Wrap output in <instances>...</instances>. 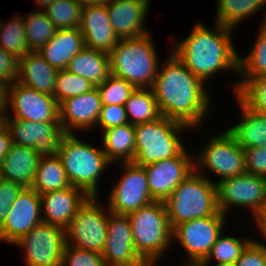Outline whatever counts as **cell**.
<instances>
[{
	"mask_svg": "<svg viewBox=\"0 0 266 266\" xmlns=\"http://www.w3.org/2000/svg\"><path fill=\"white\" fill-rule=\"evenodd\" d=\"M160 64L151 87L161 116L180 122L198 132L212 107L204 83L171 51Z\"/></svg>",
	"mask_w": 266,
	"mask_h": 266,
	"instance_id": "cell-1",
	"label": "cell"
},
{
	"mask_svg": "<svg viewBox=\"0 0 266 266\" xmlns=\"http://www.w3.org/2000/svg\"><path fill=\"white\" fill-rule=\"evenodd\" d=\"M198 21L187 37L170 40L173 41L171 52L206 84L210 78L214 79V75L224 71L238 77L239 52L232 38L235 30L215 22L210 29Z\"/></svg>",
	"mask_w": 266,
	"mask_h": 266,
	"instance_id": "cell-2",
	"label": "cell"
},
{
	"mask_svg": "<svg viewBox=\"0 0 266 266\" xmlns=\"http://www.w3.org/2000/svg\"><path fill=\"white\" fill-rule=\"evenodd\" d=\"M58 157L71 186L80 188L89 197H99V183L106 169L113 163L106 157L102 147L83 141L74 133H65L61 138ZM111 165V166H110Z\"/></svg>",
	"mask_w": 266,
	"mask_h": 266,
	"instance_id": "cell-3",
	"label": "cell"
},
{
	"mask_svg": "<svg viewBox=\"0 0 266 266\" xmlns=\"http://www.w3.org/2000/svg\"><path fill=\"white\" fill-rule=\"evenodd\" d=\"M151 33L119 39L109 53L111 74L135 88H151L158 74L160 60Z\"/></svg>",
	"mask_w": 266,
	"mask_h": 266,
	"instance_id": "cell-4",
	"label": "cell"
},
{
	"mask_svg": "<svg viewBox=\"0 0 266 266\" xmlns=\"http://www.w3.org/2000/svg\"><path fill=\"white\" fill-rule=\"evenodd\" d=\"M127 216L135 251L148 266H159L173 246L172 229L164 202L153 201Z\"/></svg>",
	"mask_w": 266,
	"mask_h": 266,
	"instance_id": "cell-5",
	"label": "cell"
},
{
	"mask_svg": "<svg viewBox=\"0 0 266 266\" xmlns=\"http://www.w3.org/2000/svg\"><path fill=\"white\" fill-rule=\"evenodd\" d=\"M171 229L192 219L209 217L219 210L217 186L196 170L164 201Z\"/></svg>",
	"mask_w": 266,
	"mask_h": 266,
	"instance_id": "cell-6",
	"label": "cell"
},
{
	"mask_svg": "<svg viewBox=\"0 0 266 266\" xmlns=\"http://www.w3.org/2000/svg\"><path fill=\"white\" fill-rule=\"evenodd\" d=\"M134 129L135 158L132 162L142 167L179 155L186 148L181 141L182 134L192 130L164 116L152 122L136 124Z\"/></svg>",
	"mask_w": 266,
	"mask_h": 266,
	"instance_id": "cell-7",
	"label": "cell"
},
{
	"mask_svg": "<svg viewBox=\"0 0 266 266\" xmlns=\"http://www.w3.org/2000/svg\"><path fill=\"white\" fill-rule=\"evenodd\" d=\"M222 130L221 133L210 136L205 146L196 150L197 155H194L195 170L215 184L246 173L244 149L226 129ZM204 171L214 175L213 178L216 175V180Z\"/></svg>",
	"mask_w": 266,
	"mask_h": 266,
	"instance_id": "cell-8",
	"label": "cell"
},
{
	"mask_svg": "<svg viewBox=\"0 0 266 266\" xmlns=\"http://www.w3.org/2000/svg\"><path fill=\"white\" fill-rule=\"evenodd\" d=\"M228 217L219 211L209 217L183 222L172 229V244L177 242L183 253L186 252L183 264L195 265L209 255L218 237L227 229Z\"/></svg>",
	"mask_w": 266,
	"mask_h": 266,
	"instance_id": "cell-9",
	"label": "cell"
},
{
	"mask_svg": "<svg viewBox=\"0 0 266 266\" xmlns=\"http://www.w3.org/2000/svg\"><path fill=\"white\" fill-rule=\"evenodd\" d=\"M101 202L100 197H89L78 209L65 229L66 244L103 253L107 238L108 207Z\"/></svg>",
	"mask_w": 266,
	"mask_h": 266,
	"instance_id": "cell-10",
	"label": "cell"
},
{
	"mask_svg": "<svg viewBox=\"0 0 266 266\" xmlns=\"http://www.w3.org/2000/svg\"><path fill=\"white\" fill-rule=\"evenodd\" d=\"M121 165V176L110 187L107 207L110 212L128 215L155 201L150 194L145 168L133 162L115 163ZM120 178V179H119Z\"/></svg>",
	"mask_w": 266,
	"mask_h": 266,
	"instance_id": "cell-11",
	"label": "cell"
},
{
	"mask_svg": "<svg viewBox=\"0 0 266 266\" xmlns=\"http://www.w3.org/2000/svg\"><path fill=\"white\" fill-rule=\"evenodd\" d=\"M216 186L219 210L227 216L232 208H242L255 218L266 202L265 177L244 173L221 180Z\"/></svg>",
	"mask_w": 266,
	"mask_h": 266,
	"instance_id": "cell-12",
	"label": "cell"
},
{
	"mask_svg": "<svg viewBox=\"0 0 266 266\" xmlns=\"http://www.w3.org/2000/svg\"><path fill=\"white\" fill-rule=\"evenodd\" d=\"M13 245L23 250L26 266H61L65 229L42 221Z\"/></svg>",
	"mask_w": 266,
	"mask_h": 266,
	"instance_id": "cell-13",
	"label": "cell"
},
{
	"mask_svg": "<svg viewBox=\"0 0 266 266\" xmlns=\"http://www.w3.org/2000/svg\"><path fill=\"white\" fill-rule=\"evenodd\" d=\"M4 118L31 122H60L59 103L52 95L14 81L6 88V114Z\"/></svg>",
	"mask_w": 266,
	"mask_h": 266,
	"instance_id": "cell-14",
	"label": "cell"
},
{
	"mask_svg": "<svg viewBox=\"0 0 266 266\" xmlns=\"http://www.w3.org/2000/svg\"><path fill=\"white\" fill-rule=\"evenodd\" d=\"M13 144L33 148L41 156L57 155L65 134L60 122H31L4 118Z\"/></svg>",
	"mask_w": 266,
	"mask_h": 266,
	"instance_id": "cell-15",
	"label": "cell"
},
{
	"mask_svg": "<svg viewBox=\"0 0 266 266\" xmlns=\"http://www.w3.org/2000/svg\"><path fill=\"white\" fill-rule=\"evenodd\" d=\"M194 154L185 148L175 157L145 166L148 187L155 201H165L179 184L195 170Z\"/></svg>",
	"mask_w": 266,
	"mask_h": 266,
	"instance_id": "cell-16",
	"label": "cell"
},
{
	"mask_svg": "<svg viewBox=\"0 0 266 266\" xmlns=\"http://www.w3.org/2000/svg\"><path fill=\"white\" fill-rule=\"evenodd\" d=\"M102 257L106 266H148L134 249L127 215L115 214L108 209L107 238Z\"/></svg>",
	"mask_w": 266,
	"mask_h": 266,
	"instance_id": "cell-17",
	"label": "cell"
},
{
	"mask_svg": "<svg viewBox=\"0 0 266 266\" xmlns=\"http://www.w3.org/2000/svg\"><path fill=\"white\" fill-rule=\"evenodd\" d=\"M42 221L40 195L31 187L23 188L0 226V242L13 244Z\"/></svg>",
	"mask_w": 266,
	"mask_h": 266,
	"instance_id": "cell-18",
	"label": "cell"
},
{
	"mask_svg": "<svg viewBox=\"0 0 266 266\" xmlns=\"http://www.w3.org/2000/svg\"><path fill=\"white\" fill-rule=\"evenodd\" d=\"M102 108L97 87L59 103V121L64 133L93 131ZM91 129V130H90Z\"/></svg>",
	"mask_w": 266,
	"mask_h": 266,
	"instance_id": "cell-19",
	"label": "cell"
},
{
	"mask_svg": "<svg viewBox=\"0 0 266 266\" xmlns=\"http://www.w3.org/2000/svg\"><path fill=\"white\" fill-rule=\"evenodd\" d=\"M150 3V0H110L105 4L112 29L120 39L150 33L145 26Z\"/></svg>",
	"mask_w": 266,
	"mask_h": 266,
	"instance_id": "cell-20",
	"label": "cell"
},
{
	"mask_svg": "<svg viewBox=\"0 0 266 266\" xmlns=\"http://www.w3.org/2000/svg\"><path fill=\"white\" fill-rule=\"evenodd\" d=\"M88 198L83 190L74 186L40 195L43 222L66 229Z\"/></svg>",
	"mask_w": 266,
	"mask_h": 266,
	"instance_id": "cell-21",
	"label": "cell"
},
{
	"mask_svg": "<svg viewBox=\"0 0 266 266\" xmlns=\"http://www.w3.org/2000/svg\"><path fill=\"white\" fill-rule=\"evenodd\" d=\"M80 31L86 47L110 53L119 37L112 29L105 4L82 8Z\"/></svg>",
	"mask_w": 266,
	"mask_h": 266,
	"instance_id": "cell-22",
	"label": "cell"
},
{
	"mask_svg": "<svg viewBox=\"0 0 266 266\" xmlns=\"http://www.w3.org/2000/svg\"><path fill=\"white\" fill-rule=\"evenodd\" d=\"M41 157L33 148L12 143L0 162V178L31 187Z\"/></svg>",
	"mask_w": 266,
	"mask_h": 266,
	"instance_id": "cell-23",
	"label": "cell"
},
{
	"mask_svg": "<svg viewBox=\"0 0 266 266\" xmlns=\"http://www.w3.org/2000/svg\"><path fill=\"white\" fill-rule=\"evenodd\" d=\"M84 47L80 28L59 29L38 53L55 69L64 70L67 69L69 61Z\"/></svg>",
	"mask_w": 266,
	"mask_h": 266,
	"instance_id": "cell-24",
	"label": "cell"
},
{
	"mask_svg": "<svg viewBox=\"0 0 266 266\" xmlns=\"http://www.w3.org/2000/svg\"><path fill=\"white\" fill-rule=\"evenodd\" d=\"M58 72L59 70L49 65L38 52H28L19 59L17 81L26 87L53 96Z\"/></svg>",
	"mask_w": 266,
	"mask_h": 266,
	"instance_id": "cell-25",
	"label": "cell"
},
{
	"mask_svg": "<svg viewBox=\"0 0 266 266\" xmlns=\"http://www.w3.org/2000/svg\"><path fill=\"white\" fill-rule=\"evenodd\" d=\"M234 98L241 110V118L226 130L243 149L266 145V115L251 111L237 97Z\"/></svg>",
	"mask_w": 266,
	"mask_h": 266,
	"instance_id": "cell-26",
	"label": "cell"
},
{
	"mask_svg": "<svg viewBox=\"0 0 266 266\" xmlns=\"http://www.w3.org/2000/svg\"><path fill=\"white\" fill-rule=\"evenodd\" d=\"M67 70L89 80L96 87L111 75L109 53L85 46L69 61Z\"/></svg>",
	"mask_w": 266,
	"mask_h": 266,
	"instance_id": "cell-27",
	"label": "cell"
},
{
	"mask_svg": "<svg viewBox=\"0 0 266 266\" xmlns=\"http://www.w3.org/2000/svg\"><path fill=\"white\" fill-rule=\"evenodd\" d=\"M101 147L113 163L132 162L135 158V129L127 123L102 130Z\"/></svg>",
	"mask_w": 266,
	"mask_h": 266,
	"instance_id": "cell-28",
	"label": "cell"
},
{
	"mask_svg": "<svg viewBox=\"0 0 266 266\" xmlns=\"http://www.w3.org/2000/svg\"><path fill=\"white\" fill-rule=\"evenodd\" d=\"M71 184L58 155L42 156L31 185L39 195L51 191L63 190Z\"/></svg>",
	"mask_w": 266,
	"mask_h": 266,
	"instance_id": "cell-29",
	"label": "cell"
},
{
	"mask_svg": "<svg viewBox=\"0 0 266 266\" xmlns=\"http://www.w3.org/2000/svg\"><path fill=\"white\" fill-rule=\"evenodd\" d=\"M215 23L236 29L251 15L266 8V0H216Z\"/></svg>",
	"mask_w": 266,
	"mask_h": 266,
	"instance_id": "cell-30",
	"label": "cell"
},
{
	"mask_svg": "<svg viewBox=\"0 0 266 266\" xmlns=\"http://www.w3.org/2000/svg\"><path fill=\"white\" fill-rule=\"evenodd\" d=\"M246 55L239 52L238 77H266V15Z\"/></svg>",
	"mask_w": 266,
	"mask_h": 266,
	"instance_id": "cell-31",
	"label": "cell"
},
{
	"mask_svg": "<svg viewBox=\"0 0 266 266\" xmlns=\"http://www.w3.org/2000/svg\"><path fill=\"white\" fill-rule=\"evenodd\" d=\"M124 106L132 125L152 122L161 117L151 88H136Z\"/></svg>",
	"mask_w": 266,
	"mask_h": 266,
	"instance_id": "cell-32",
	"label": "cell"
},
{
	"mask_svg": "<svg viewBox=\"0 0 266 266\" xmlns=\"http://www.w3.org/2000/svg\"><path fill=\"white\" fill-rule=\"evenodd\" d=\"M232 85L235 97L247 108L266 115V77H237Z\"/></svg>",
	"mask_w": 266,
	"mask_h": 266,
	"instance_id": "cell-33",
	"label": "cell"
},
{
	"mask_svg": "<svg viewBox=\"0 0 266 266\" xmlns=\"http://www.w3.org/2000/svg\"><path fill=\"white\" fill-rule=\"evenodd\" d=\"M22 16L28 50L38 52L53 37L57 29L43 10L35 9Z\"/></svg>",
	"mask_w": 266,
	"mask_h": 266,
	"instance_id": "cell-34",
	"label": "cell"
},
{
	"mask_svg": "<svg viewBox=\"0 0 266 266\" xmlns=\"http://www.w3.org/2000/svg\"><path fill=\"white\" fill-rule=\"evenodd\" d=\"M224 235L225 231L218 237L205 260L210 264L233 266L253 237L243 238L239 235L232 236L231 233Z\"/></svg>",
	"mask_w": 266,
	"mask_h": 266,
	"instance_id": "cell-35",
	"label": "cell"
},
{
	"mask_svg": "<svg viewBox=\"0 0 266 266\" xmlns=\"http://www.w3.org/2000/svg\"><path fill=\"white\" fill-rule=\"evenodd\" d=\"M0 47L19 59L29 52L24 18L21 14L14 15L5 24L0 19Z\"/></svg>",
	"mask_w": 266,
	"mask_h": 266,
	"instance_id": "cell-36",
	"label": "cell"
},
{
	"mask_svg": "<svg viewBox=\"0 0 266 266\" xmlns=\"http://www.w3.org/2000/svg\"><path fill=\"white\" fill-rule=\"evenodd\" d=\"M82 8L77 0H55L43 11L59 30L80 28Z\"/></svg>",
	"mask_w": 266,
	"mask_h": 266,
	"instance_id": "cell-37",
	"label": "cell"
},
{
	"mask_svg": "<svg viewBox=\"0 0 266 266\" xmlns=\"http://www.w3.org/2000/svg\"><path fill=\"white\" fill-rule=\"evenodd\" d=\"M93 88L95 86L89 80L64 69L59 70L57 74L53 96L60 103L68 98L89 92Z\"/></svg>",
	"mask_w": 266,
	"mask_h": 266,
	"instance_id": "cell-38",
	"label": "cell"
},
{
	"mask_svg": "<svg viewBox=\"0 0 266 266\" xmlns=\"http://www.w3.org/2000/svg\"><path fill=\"white\" fill-rule=\"evenodd\" d=\"M96 87L100 93L102 105L124 106L136 89L131 83L112 74Z\"/></svg>",
	"mask_w": 266,
	"mask_h": 266,
	"instance_id": "cell-39",
	"label": "cell"
},
{
	"mask_svg": "<svg viewBox=\"0 0 266 266\" xmlns=\"http://www.w3.org/2000/svg\"><path fill=\"white\" fill-rule=\"evenodd\" d=\"M61 266H106L102 254L65 245Z\"/></svg>",
	"mask_w": 266,
	"mask_h": 266,
	"instance_id": "cell-40",
	"label": "cell"
},
{
	"mask_svg": "<svg viewBox=\"0 0 266 266\" xmlns=\"http://www.w3.org/2000/svg\"><path fill=\"white\" fill-rule=\"evenodd\" d=\"M253 239L233 266H266V243Z\"/></svg>",
	"mask_w": 266,
	"mask_h": 266,
	"instance_id": "cell-41",
	"label": "cell"
},
{
	"mask_svg": "<svg viewBox=\"0 0 266 266\" xmlns=\"http://www.w3.org/2000/svg\"><path fill=\"white\" fill-rule=\"evenodd\" d=\"M129 123L125 106L122 105H102L99 117L97 120L96 128H100L101 131L121 126Z\"/></svg>",
	"mask_w": 266,
	"mask_h": 266,
	"instance_id": "cell-42",
	"label": "cell"
},
{
	"mask_svg": "<svg viewBox=\"0 0 266 266\" xmlns=\"http://www.w3.org/2000/svg\"><path fill=\"white\" fill-rule=\"evenodd\" d=\"M23 188L20 184L0 178V226L6 220L11 205Z\"/></svg>",
	"mask_w": 266,
	"mask_h": 266,
	"instance_id": "cell-43",
	"label": "cell"
},
{
	"mask_svg": "<svg viewBox=\"0 0 266 266\" xmlns=\"http://www.w3.org/2000/svg\"><path fill=\"white\" fill-rule=\"evenodd\" d=\"M18 75L19 58L0 47V83L7 88Z\"/></svg>",
	"mask_w": 266,
	"mask_h": 266,
	"instance_id": "cell-44",
	"label": "cell"
},
{
	"mask_svg": "<svg viewBox=\"0 0 266 266\" xmlns=\"http://www.w3.org/2000/svg\"><path fill=\"white\" fill-rule=\"evenodd\" d=\"M244 153L246 173L266 178V145L246 148Z\"/></svg>",
	"mask_w": 266,
	"mask_h": 266,
	"instance_id": "cell-45",
	"label": "cell"
},
{
	"mask_svg": "<svg viewBox=\"0 0 266 266\" xmlns=\"http://www.w3.org/2000/svg\"><path fill=\"white\" fill-rule=\"evenodd\" d=\"M12 144L9 128L4 121L0 122V162L8 153Z\"/></svg>",
	"mask_w": 266,
	"mask_h": 266,
	"instance_id": "cell-46",
	"label": "cell"
},
{
	"mask_svg": "<svg viewBox=\"0 0 266 266\" xmlns=\"http://www.w3.org/2000/svg\"><path fill=\"white\" fill-rule=\"evenodd\" d=\"M256 222V228L262 234V238L266 241V202L263 205L260 213L253 219Z\"/></svg>",
	"mask_w": 266,
	"mask_h": 266,
	"instance_id": "cell-47",
	"label": "cell"
},
{
	"mask_svg": "<svg viewBox=\"0 0 266 266\" xmlns=\"http://www.w3.org/2000/svg\"><path fill=\"white\" fill-rule=\"evenodd\" d=\"M6 114V87L0 83V119L3 121Z\"/></svg>",
	"mask_w": 266,
	"mask_h": 266,
	"instance_id": "cell-48",
	"label": "cell"
},
{
	"mask_svg": "<svg viewBox=\"0 0 266 266\" xmlns=\"http://www.w3.org/2000/svg\"><path fill=\"white\" fill-rule=\"evenodd\" d=\"M83 7L106 4L110 0H77Z\"/></svg>",
	"mask_w": 266,
	"mask_h": 266,
	"instance_id": "cell-49",
	"label": "cell"
},
{
	"mask_svg": "<svg viewBox=\"0 0 266 266\" xmlns=\"http://www.w3.org/2000/svg\"><path fill=\"white\" fill-rule=\"evenodd\" d=\"M55 0H35L34 4L36 5L37 10H44Z\"/></svg>",
	"mask_w": 266,
	"mask_h": 266,
	"instance_id": "cell-50",
	"label": "cell"
},
{
	"mask_svg": "<svg viewBox=\"0 0 266 266\" xmlns=\"http://www.w3.org/2000/svg\"><path fill=\"white\" fill-rule=\"evenodd\" d=\"M195 266H228V265H210L209 262H207L205 259L204 260H201V261H198Z\"/></svg>",
	"mask_w": 266,
	"mask_h": 266,
	"instance_id": "cell-51",
	"label": "cell"
},
{
	"mask_svg": "<svg viewBox=\"0 0 266 266\" xmlns=\"http://www.w3.org/2000/svg\"><path fill=\"white\" fill-rule=\"evenodd\" d=\"M177 266H179V265H177ZM181 266H182V264H181ZM183 266H192V265L184 264Z\"/></svg>",
	"mask_w": 266,
	"mask_h": 266,
	"instance_id": "cell-52",
	"label": "cell"
}]
</instances>
